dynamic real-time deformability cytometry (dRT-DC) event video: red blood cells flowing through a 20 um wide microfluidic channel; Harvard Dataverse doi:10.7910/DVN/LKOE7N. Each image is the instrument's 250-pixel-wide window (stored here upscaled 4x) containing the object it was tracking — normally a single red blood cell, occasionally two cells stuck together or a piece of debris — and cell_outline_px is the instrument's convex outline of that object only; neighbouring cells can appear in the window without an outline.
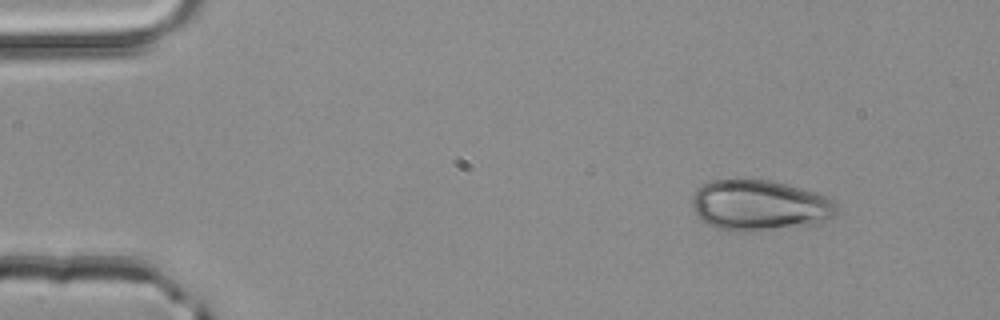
{"species": "common noctule bat (a hibernating species)", "species_latin": "Nyctalus noctula", "temperature_condition": "room temperature", "stored_images_in_passage": 3, "camera_frame_rate_fps": 3000, "um_per_image_px": 0.085, "animal": {"sex": "male", "body_mass_g": 20.4}, "frame": {"image": 1, "passage_image": 1, "time_ms": 0.0, "image_size_px": [1000, 320], "cell_outline_px": [[836, 216], [820, 224], [748, 232], [736, 232], [716, 228], [700, 220], [692, 208], [692, 196], [696, 188], [712, 180], [736, 176], [768, 180], [800, 188], [836, 200]], "centroid_in_image_um": [64.52, 17.44], "position_along_channel_um": 20.5, "area_um2": 43.81}}